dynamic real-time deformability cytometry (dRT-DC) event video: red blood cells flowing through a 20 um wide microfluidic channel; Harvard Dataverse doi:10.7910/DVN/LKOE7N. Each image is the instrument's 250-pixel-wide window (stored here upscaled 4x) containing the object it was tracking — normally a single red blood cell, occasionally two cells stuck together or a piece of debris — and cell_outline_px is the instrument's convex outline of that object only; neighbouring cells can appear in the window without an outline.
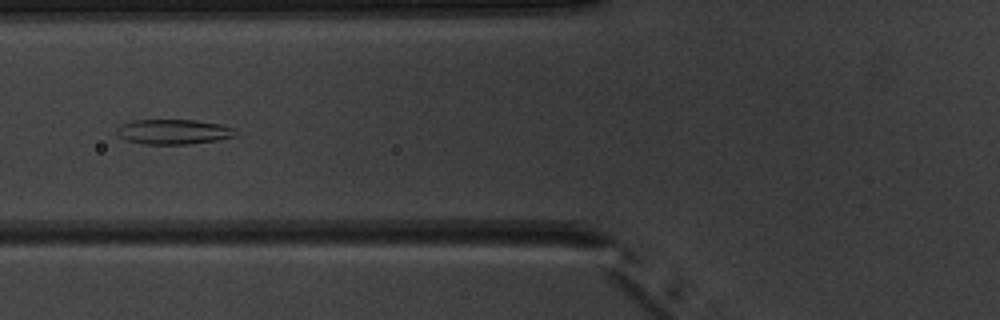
{"species": "common noctule bat (a hibernating species)", "species_latin": "Nyctalus noctula", "temperature_condition": "warm", "stored_images_in_passage": 6, "camera_frame_rate_fps": 3000, "um_per_image_px": 0.085, "animal": {"sex": "male", "body_mass_g": 20.1, "forearm_length_mm": 53.5}, "frame": {"image": 1, "passage_image": 6, "time_ms": 7.0, "image_size_px": [1000, 320], "cell_outline_px": [[240, 136], [216, 140], [188, 144], [144, 144], [128, 140], [120, 136], [116, 132], [116, 128], [120, 124], [132, 120], [196, 120], [220, 124], [236, 128]], "centroid_in_image_um": [14.81, 11.19], "position_along_channel_um": 111.0, "area_um2": 17.46}}